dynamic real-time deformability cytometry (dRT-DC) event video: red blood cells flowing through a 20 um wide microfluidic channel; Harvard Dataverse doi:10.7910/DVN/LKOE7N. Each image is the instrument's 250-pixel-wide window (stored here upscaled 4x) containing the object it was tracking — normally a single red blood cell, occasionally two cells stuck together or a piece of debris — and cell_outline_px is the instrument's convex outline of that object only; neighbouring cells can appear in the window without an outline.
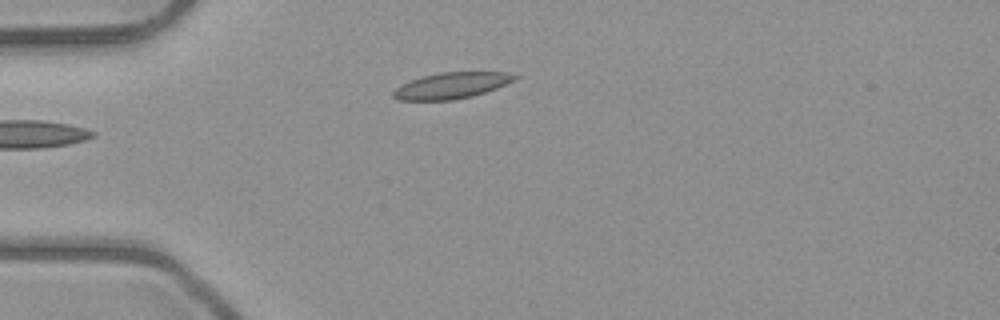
{"species": "common noctule bat (a hibernating species)", "species_latin": "Nyctalus noctula", "temperature_condition": "room temperature", "stored_images_in_passage": 2, "camera_frame_rate_fps": 3000, "um_per_image_px": 0.085, "animal": {"sex": "male", "body_mass_g": 23.1, "forearm_length_mm": 52.7}, "frame": {"image": 1, "passage_image": 2, "time_ms": 1.333, "image_size_px": [1000, 320], "cell_outline_px": [[520, 76], [516, 80], [496, 88], [472, 96], [452, 100], [396, 100], [392, 96], [392, 92], [400, 84], [420, 76], [440, 72], [508, 72]], "centroid_in_image_um": [38.36, 7.26], "position_along_channel_um": 46.6, "area_um2": 18.67}}